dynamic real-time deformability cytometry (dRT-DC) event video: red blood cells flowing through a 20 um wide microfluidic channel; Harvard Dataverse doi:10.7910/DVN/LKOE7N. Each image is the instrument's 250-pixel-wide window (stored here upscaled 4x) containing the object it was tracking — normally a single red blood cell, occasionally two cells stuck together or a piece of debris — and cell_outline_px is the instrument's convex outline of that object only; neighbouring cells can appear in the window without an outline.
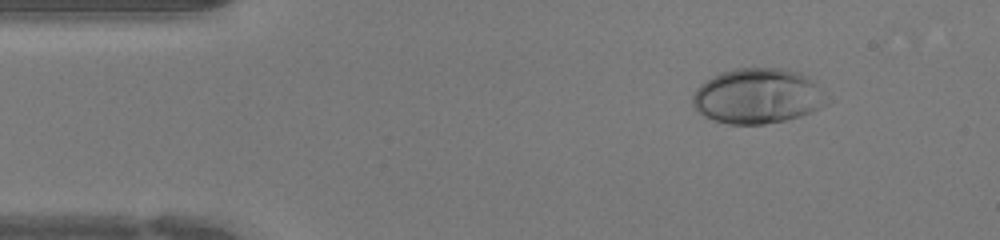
{"species": "human", "species_latin": "Homo sapiens", "temperature_condition": "warm", "stored_images_in_passage": 36, "camera_frame_rate_fps": 3000, "um_per_image_px": 0.085, "donor": {"sex": "female"}, "frame": {"image": 1, "passage_image": 1, "time_ms": 0.0, "image_size_px": [1000, 240], "cell_outline_px": [[828, 104], [812, 112], [788, 120], [764, 124], [728, 124], [712, 120], [696, 112], [692, 104], [692, 96], [696, 88], [700, 84], [712, 76], [720, 72], [736, 68], [780, 68], [800, 72], [808, 76], [820, 88]], "centroid_in_image_um": [64.36, 8.17], "position_along_channel_um": 20.6, "area_um2": 43.52}}
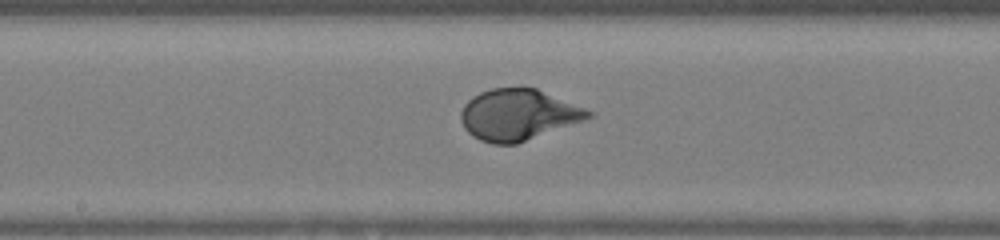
{"frame": {"image": 2, "passage_image": 18, "time_ms": 5.667, "image_size_px": [1000, 240], "cell_outline_px": [[592, 116], [584, 120], [516, 144], [492, 144], [480, 140], [472, 136], [464, 128], [460, 120], [460, 112], [464, 104], [472, 96], [480, 92], [492, 88], [520, 84], [536, 88], [584, 108], [592, 112]], "centroid_in_image_um": [43.98, 9.72], "position_along_channel_um": 204.2, "area_um2": 38.32}}
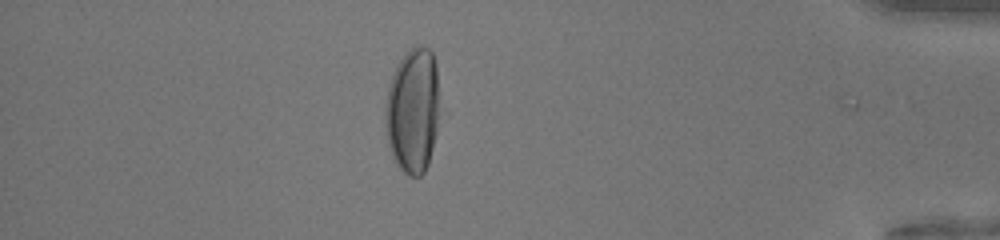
{"frame": {"image": 3, "passage_image": 34, "time_ms": 11.0, "image_size_px": [1000, 240], "cell_outline_px": [[440, 112], [436, 132], [428, 164], [424, 172], [420, 176], [408, 176], [396, 164], [392, 156], [388, 144], [384, 128], [384, 108], [388, 84], [396, 64], [416, 44], [420, 44], [428, 48], [432, 52], [436, 64]], "centroid_in_image_um": [35.07, 9.38], "position_along_channel_um": 400.1, "area_um2": 40.4}}